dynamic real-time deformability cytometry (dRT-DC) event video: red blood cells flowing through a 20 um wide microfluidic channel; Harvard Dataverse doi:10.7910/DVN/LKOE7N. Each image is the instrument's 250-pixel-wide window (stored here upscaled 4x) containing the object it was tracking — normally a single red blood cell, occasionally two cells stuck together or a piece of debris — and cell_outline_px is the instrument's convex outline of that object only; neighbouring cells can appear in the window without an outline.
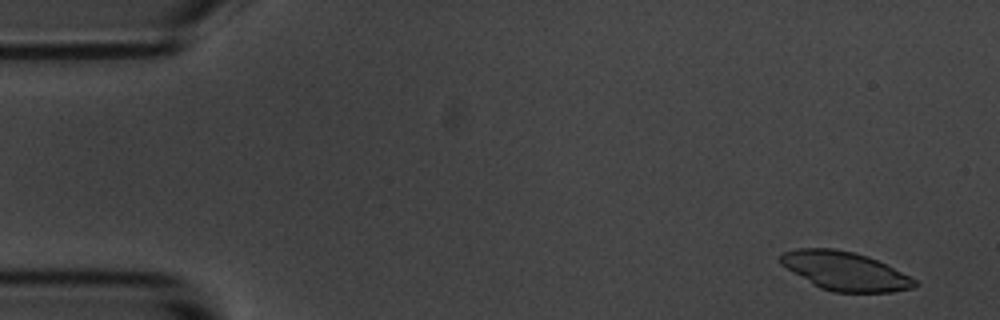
{"species": "common noctule bat (a hibernating species)", "species_latin": "Nyctalus noctula", "temperature_condition": "room temperature", "stored_images_in_passage": 5, "camera_frame_rate_fps": 3000, "um_per_image_px": 0.085, "animal": {"sex": "male", "body_mass_g": 20.1, "forearm_length_mm": 53.5}, "frame": {"image": 1, "passage_image": 2, "time_ms": 1.0, "image_size_px": [1000, 320], "cell_outline_px": [[920, 284], [916, 288], [892, 292], [832, 292], [820, 288], [812, 284], [792, 272], [780, 264], [780, 256], [784, 252], [796, 248], [832, 248], [852, 252], [868, 256], [916, 280]], "centroid_in_image_um": [71.81, 23.05], "position_along_channel_um": 13.2, "area_um2": 30.11}}